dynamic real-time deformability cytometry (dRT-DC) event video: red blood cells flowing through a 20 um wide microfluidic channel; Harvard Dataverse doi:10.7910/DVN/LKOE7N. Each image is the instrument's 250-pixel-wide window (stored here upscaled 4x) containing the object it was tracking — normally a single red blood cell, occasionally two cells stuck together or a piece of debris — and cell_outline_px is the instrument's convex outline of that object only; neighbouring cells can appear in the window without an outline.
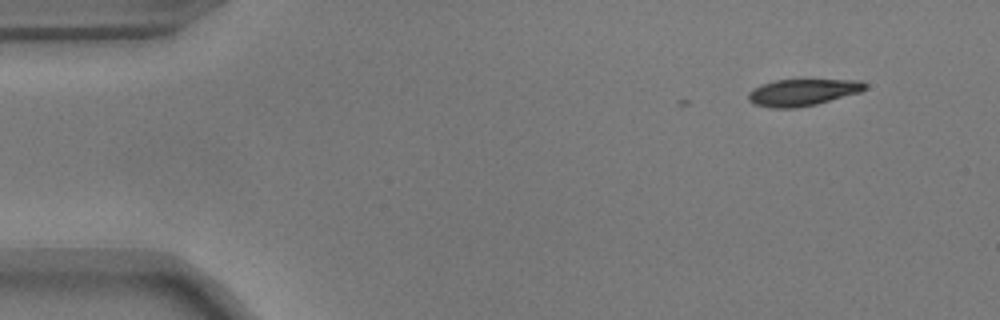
{"species": "common noctule bat (a hibernating species)", "species_latin": "Nyctalus noctula", "temperature_condition": "warm", "stored_images_in_passage": 2, "camera_frame_rate_fps": 3000, "um_per_image_px": 0.085, "animal": {"sex": "male", "body_mass_g": 17.9}, "frame": {"image": 1, "passage_image": 2, "time_ms": 0.333, "image_size_px": [1000, 320], "cell_outline_px": [[868, 88], [860, 92], [816, 104], [796, 108], [772, 108], [752, 104], [748, 100], [748, 92], [752, 88], [760, 84], [776, 80], [860, 80], [868, 84]], "centroid_in_image_um": [68.19, 7.85], "position_along_channel_um": 16.8, "area_um2": 18.32}}